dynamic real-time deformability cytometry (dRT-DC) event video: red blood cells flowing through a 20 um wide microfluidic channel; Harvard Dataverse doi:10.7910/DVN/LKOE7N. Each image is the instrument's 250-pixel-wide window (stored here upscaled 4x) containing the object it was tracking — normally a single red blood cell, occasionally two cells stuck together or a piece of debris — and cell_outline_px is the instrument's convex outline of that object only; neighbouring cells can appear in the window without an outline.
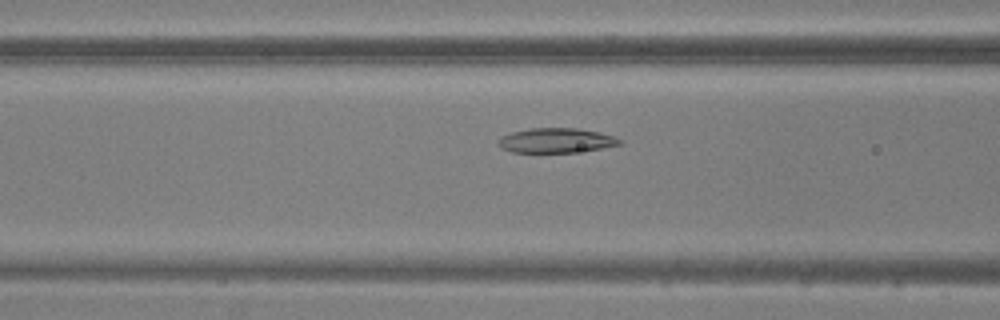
{"species": "common noctule bat (a hibernating species)", "species_latin": "Nyctalus noctula", "temperature_condition": "warm", "stored_images_in_passage": 43, "camera_frame_rate_fps": 3000, "um_per_image_px": 0.085, "animal": {"sex": "male", "body_mass_g": 20.5, "forearm_length_mm": 52.5}, "frame": {"image": 1, "passage_image": 13, "time_ms": 4.0, "image_size_px": [1000, 320], "cell_outline_px": [[624, 140], [620, 144], [600, 148], [576, 152], [512, 152], [500, 148], [496, 144], [496, 140], [500, 136], [512, 132], [528, 128], [576, 128], [600, 132]], "centroid_in_image_um": [47.2, 11.93], "position_along_channel_um": 119.4, "area_um2": 17.57}}
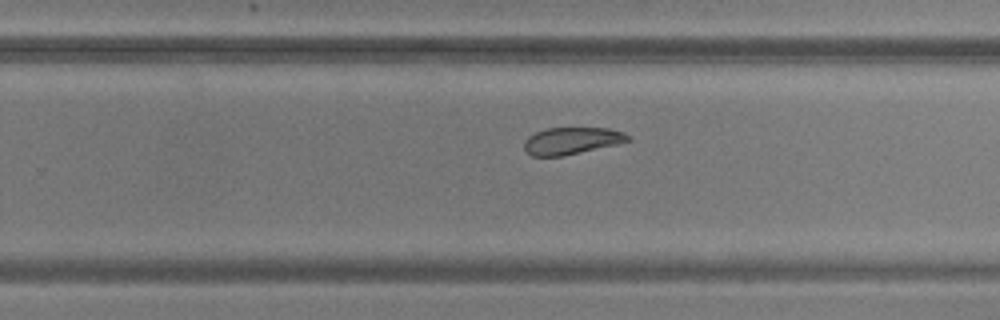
{"frame": {"image": 2, "passage_image": 25, "time_ms": 8.0, "image_size_px": [1000, 320], "cell_outline_px": [[632, 140], [616, 144], [564, 156], [532, 156], [524, 148], [524, 140], [528, 136], [536, 132], [548, 128], [608, 128], [624, 132]], "centroid_in_image_um": [48.58, 11.96], "position_along_channel_um": 281.2, "area_um2": 16.24}}
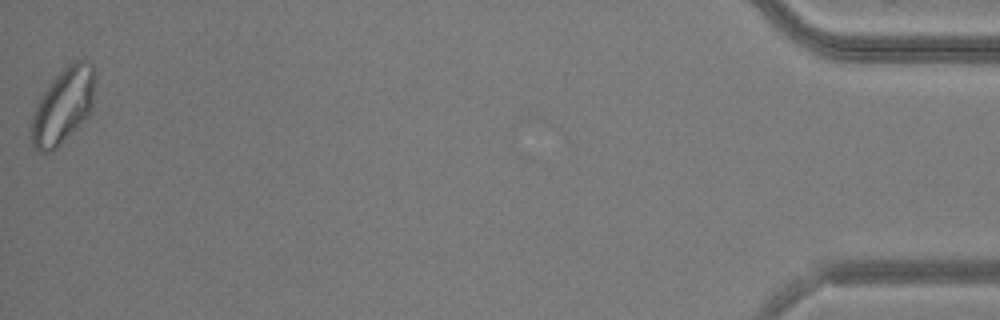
{"frame": {"image": 3, "passage_image": 43, "time_ms": 14.0, "image_size_px": [1000, 320], "cell_outline_px": [[96, 76], [92, 112], [52, 152], [40, 152], [32, 144], [28, 132], [32, 112], [40, 96], [48, 84], [68, 64], [76, 60], [88, 60], [96, 68]], "centroid_in_image_um": [5.36, 8.98], "position_along_channel_um": 429.8, "area_um2": 28.67}}